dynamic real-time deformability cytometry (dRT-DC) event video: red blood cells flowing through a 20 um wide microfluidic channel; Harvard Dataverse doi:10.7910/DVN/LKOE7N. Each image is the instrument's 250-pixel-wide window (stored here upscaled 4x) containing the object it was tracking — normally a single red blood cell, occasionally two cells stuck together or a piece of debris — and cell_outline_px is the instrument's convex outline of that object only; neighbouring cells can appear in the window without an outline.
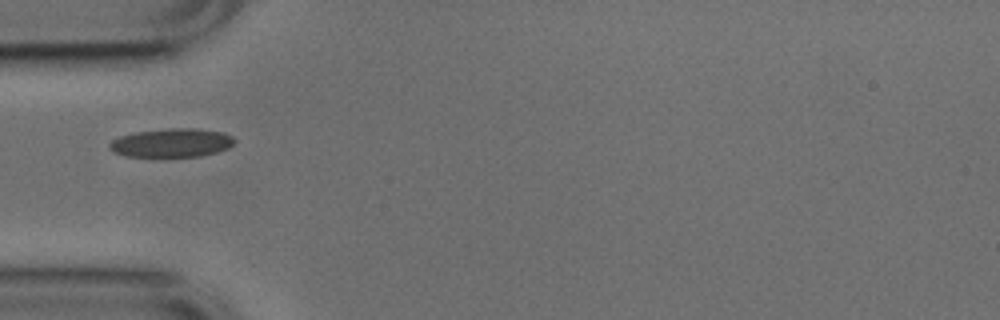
{"species": "common noctule bat (a hibernating species)", "species_latin": "Nyctalus noctula", "temperature_condition": "cold", "stored_images_in_passage": 37, "camera_frame_rate_fps": 3000, "um_per_image_px": 0.085, "animal": {"sex": "male", "body_mass_g": 17.9, "forearm_length_mm": 54.2}, "frame": {"image": 1, "passage_image": 1, "time_ms": 0.0, "image_size_px": [1000, 320], "cell_outline_px": [[236, 140], [228, 148], [216, 152], [200, 156], [128, 156], [112, 152], [108, 148], [108, 144], [112, 140], [120, 136], [132, 132], [168, 128], [196, 128], [224, 132], [232, 136]], "centroid_in_image_um": [14.57, 12.12], "position_along_channel_um": 70.4, "area_um2": 20.98}}
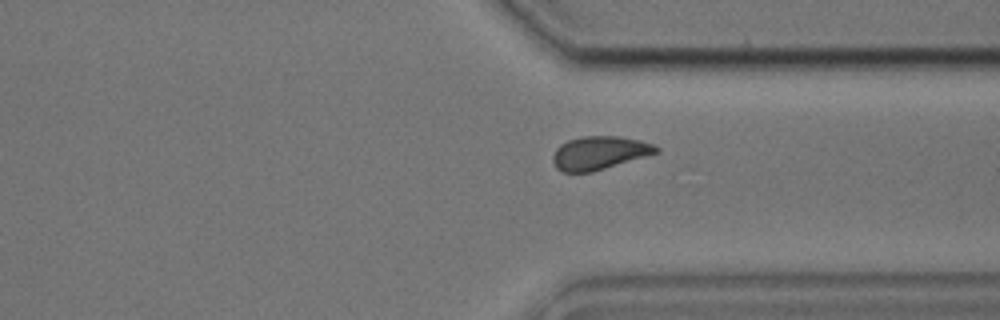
{"frame": {"image": 2, "passage_image": 24, "time_ms": 7.667, "image_size_px": [1000, 320], "cell_outline_px": [[660, 152], [592, 172], [560, 172], [556, 168], [552, 160], [552, 156], [556, 148], [560, 144], [568, 140], [584, 136], [620, 136], [640, 140], [652, 144], [660, 148]], "centroid_in_image_um": [50.93, 13.0], "position_along_channel_um": 360.5, "area_um2": 20.17}}
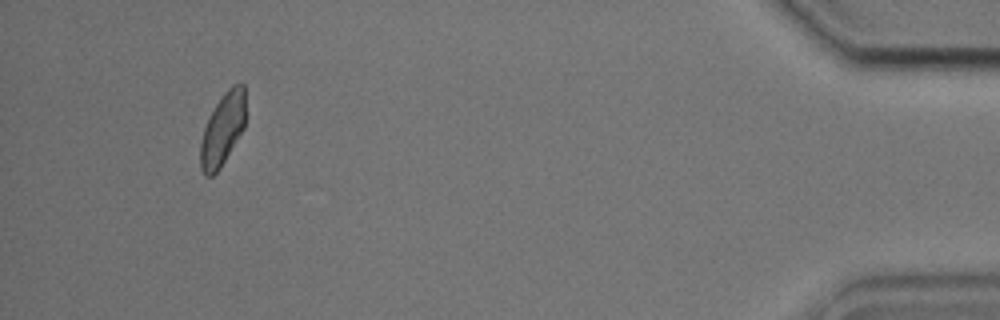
{"frame": {"image": 3, "passage_image": 34, "time_ms": 11.0, "image_size_px": [1000, 320], "cell_outline_px": [[244, 128], [220, 168], [212, 176], [204, 176], [200, 168], [200, 144], [204, 128], [216, 104], [224, 92], [232, 84], [244, 84]], "centroid_in_image_um": [18.9, 11.02], "position_along_channel_um": 416.3, "area_um2": 18.73}, "authors_computed_cell_mechanics": {"area_um2": 20.0566, "velocity_mm_per_s": 3.7773, "shape_relaxation_time_tau1_ms": 3.2716, "shape_relaxation_time_tau2_ms": 2.0669, "deformation_change_tau1": 0.0828, "deformation_change_tau2": 0.0576}}